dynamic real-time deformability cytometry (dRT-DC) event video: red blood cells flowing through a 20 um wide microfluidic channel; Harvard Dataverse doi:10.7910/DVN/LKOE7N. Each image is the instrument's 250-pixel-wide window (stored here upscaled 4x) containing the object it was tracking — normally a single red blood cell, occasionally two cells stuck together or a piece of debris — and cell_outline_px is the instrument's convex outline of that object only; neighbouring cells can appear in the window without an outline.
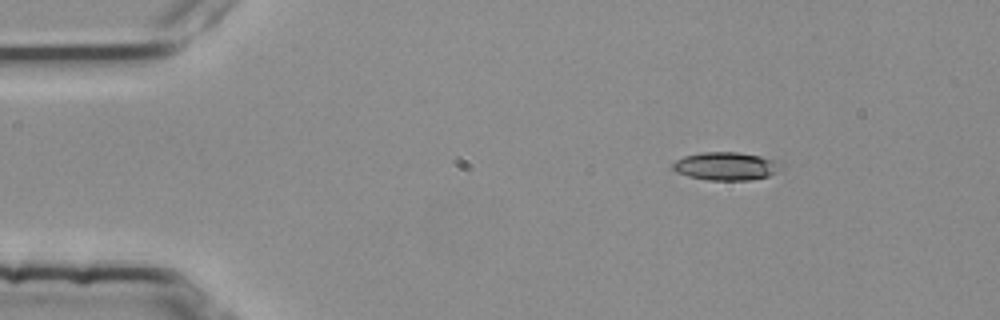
{"species": "common noctule bat (a hibernating species)", "species_latin": "Nyctalus noctula", "temperature_condition": "room temperature", "stored_images_in_passage": 3, "camera_frame_rate_fps": 3000, "um_per_image_px": 0.085, "animal": {"sex": "female", "body_mass_g": 25.1}, "frame": {"image": 1, "passage_image": 1, "time_ms": 0.0, "image_size_px": [1000, 320], "cell_outline_px": [[784, 164], [776, 172], [768, 176], [752, 180], [708, 180], [688, 176], [676, 172], [672, 168], [672, 164], [676, 160], [684, 156], [700, 152], [736, 152], [760, 156], [780, 160]], "centroid_in_image_um": [61.74, 14.12], "position_along_channel_um": 23.3, "area_um2": 17.92}}
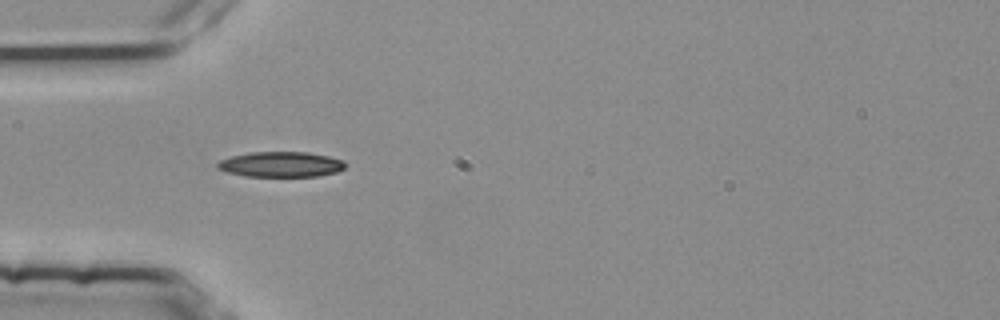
{"frame": {"image": 2, "passage_image": 3, "time_ms": 0.667, "image_size_px": [1000, 320], "cell_outline_px": [[344, 168], [336, 172], [320, 176], [248, 176], [228, 172], [216, 168], [216, 164], [220, 160], [232, 156], [248, 152], [308, 152], [328, 156], [344, 160]], "centroid_in_image_um": [23.87, 13.96], "position_along_channel_um": 61.1, "area_um2": 18.79}}